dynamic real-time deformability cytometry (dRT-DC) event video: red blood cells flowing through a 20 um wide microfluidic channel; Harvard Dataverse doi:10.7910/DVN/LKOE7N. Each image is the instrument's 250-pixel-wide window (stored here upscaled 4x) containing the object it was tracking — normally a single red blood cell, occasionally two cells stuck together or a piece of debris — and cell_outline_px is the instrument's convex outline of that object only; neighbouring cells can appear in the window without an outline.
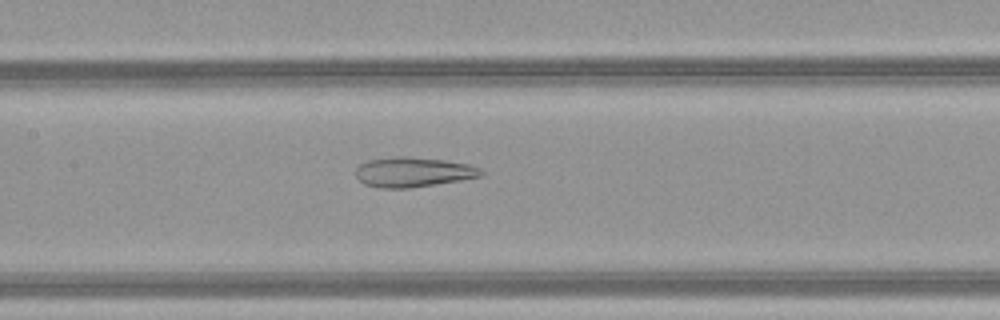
{"species": "common noctule bat (a hibernating species)", "species_latin": "Nyctalus noctula", "temperature_condition": "warm", "stored_images_in_passage": 47, "camera_frame_rate_fps": 3000, "um_per_image_px": 0.085, "animal": {"sex": "female", "body_mass_g": 21.9}, "frame": {"image": 1, "passage_image": 25, "time_ms": 8.0, "image_size_px": [1000, 320], "cell_outline_px": [[484, 176], [460, 180], [408, 188], [380, 188], [364, 184], [356, 176], [356, 168], [360, 164], [368, 160], [396, 156], [404, 156], [444, 160], [468, 164], [480, 168], [484, 172]], "centroid_in_image_um": [35.12, 14.62], "position_along_channel_um": 172.3, "area_um2": 21.73}}
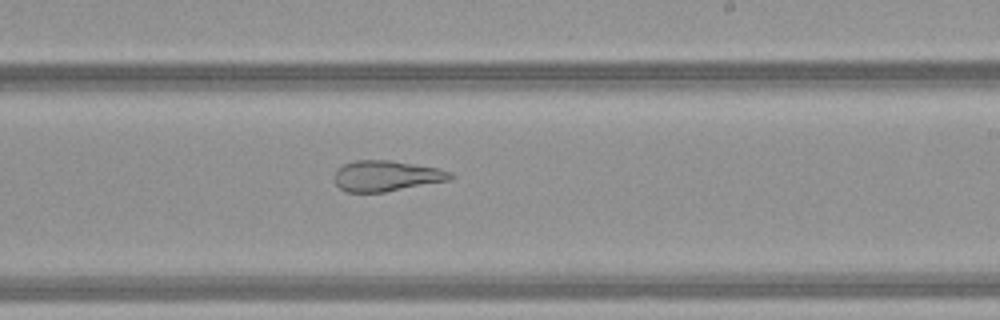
{"frame": {"image": 2, "passage_image": 31, "time_ms": 10.0, "image_size_px": [1000, 320], "cell_outline_px": [[456, 176], [448, 180], [384, 192], [348, 192], [340, 188], [336, 184], [336, 172], [344, 164], [356, 160], [392, 160], [440, 168], [452, 172]], "centroid_in_image_um": [32.89, 14.94], "position_along_channel_um": 256.1, "area_um2": 20.58}}
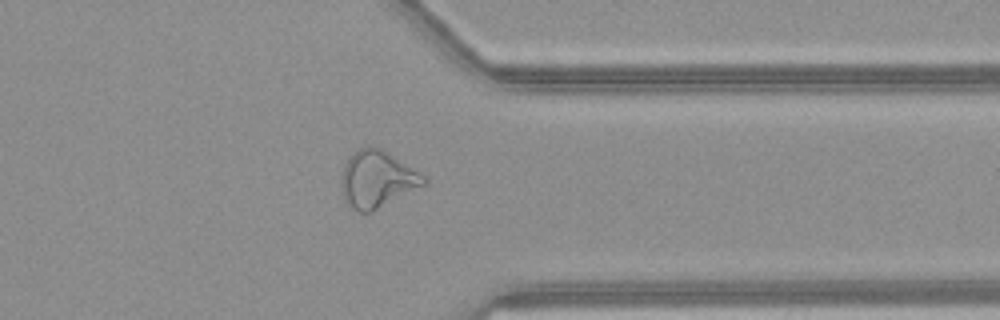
{"frame": {"image": 3, "passage_image": 40, "time_ms": 13.0, "image_size_px": [1000, 320], "cell_outline_px": [[428, 184], [372, 212], [360, 212], [352, 208], [344, 200], [340, 180], [344, 164], [348, 156], [360, 148], [368, 144], [380, 148], [424, 176], [428, 180]], "centroid_in_image_um": [32.03, 15.24], "position_along_channel_um": 379.4, "area_um2": 27.4}}